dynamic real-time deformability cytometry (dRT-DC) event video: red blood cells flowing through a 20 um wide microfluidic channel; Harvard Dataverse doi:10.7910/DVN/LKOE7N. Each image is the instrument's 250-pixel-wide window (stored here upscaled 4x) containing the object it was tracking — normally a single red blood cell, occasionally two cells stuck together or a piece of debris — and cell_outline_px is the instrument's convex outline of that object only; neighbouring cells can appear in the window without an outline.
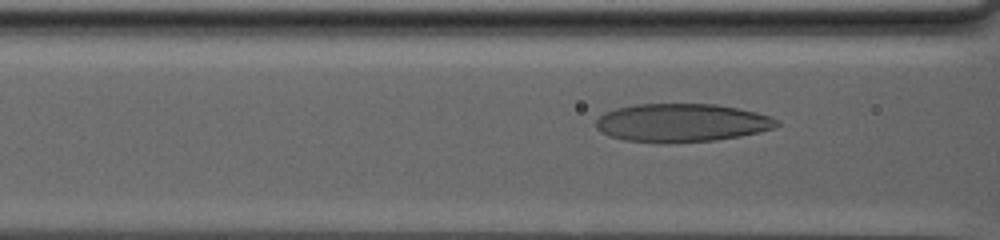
{"species": "human", "species_latin": "Homo sapiens", "temperature_condition": "warm", "stored_images_in_passage": 67, "camera_frame_rate_fps": 3000, "um_per_image_px": 0.085, "donor": {"sex": "male"}, "frame": {"image": 1, "passage_image": 33, "time_ms": 10.667, "image_size_px": [1000, 240], "cell_outline_px": [[780, 124], [776, 128], [760, 132], [740, 136], [716, 140], [668, 144], [624, 140], [608, 136], [600, 132], [596, 128], [596, 120], [604, 112], [616, 108], [636, 104], [716, 104], [756, 112], [768, 116], [776, 120]], "centroid_in_image_um": [57.91, 10.45], "position_along_channel_um": 108.7, "area_um2": 40.69}}
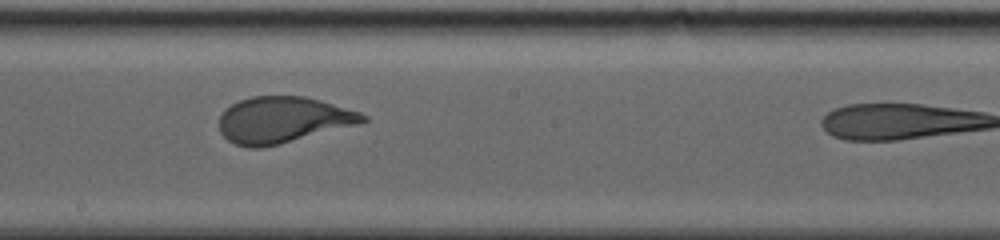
{"frame": {"image": 2, "passage_image": 47, "time_ms": 15.333, "image_size_px": [1000, 240], "cell_outline_px": [[368, 120], [356, 124], [280, 144], [260, 148], [248, 148], [236, 144], [228, 140], [220, 132], [220, 116], [224, 108], [240, 100], [252, 96], [304, 96], [320, 100], [360, 112], [368, 116]], "centroid_in_image_um": [24.01, 10.18], "position_along_channel_um": 224.2, "area_um2": 38.44}}
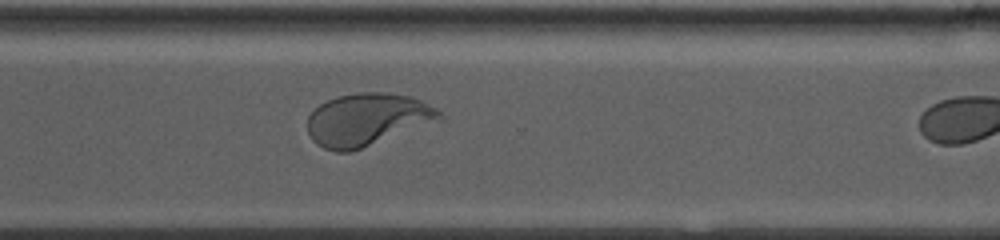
{"frame": {"image": 3, "passage_image": 61, "time_ms": 20.0, "image_size_px": [1000, 240], "cell_outline_px": [[444, 116], [440, 120], [360, 148], [348, 152], [336, 152], [324, 148], [316, 144], [312, 140], [308, 132], [308, 116], [320, 104], [336, 96], [360, 92], [380, 92], [408, 96], [420, 100], [436, 108]], "centroid_in_image_um": [31.18, 10.15], "position_along_channel_um": 339.4, "area_um2": 39.82}}